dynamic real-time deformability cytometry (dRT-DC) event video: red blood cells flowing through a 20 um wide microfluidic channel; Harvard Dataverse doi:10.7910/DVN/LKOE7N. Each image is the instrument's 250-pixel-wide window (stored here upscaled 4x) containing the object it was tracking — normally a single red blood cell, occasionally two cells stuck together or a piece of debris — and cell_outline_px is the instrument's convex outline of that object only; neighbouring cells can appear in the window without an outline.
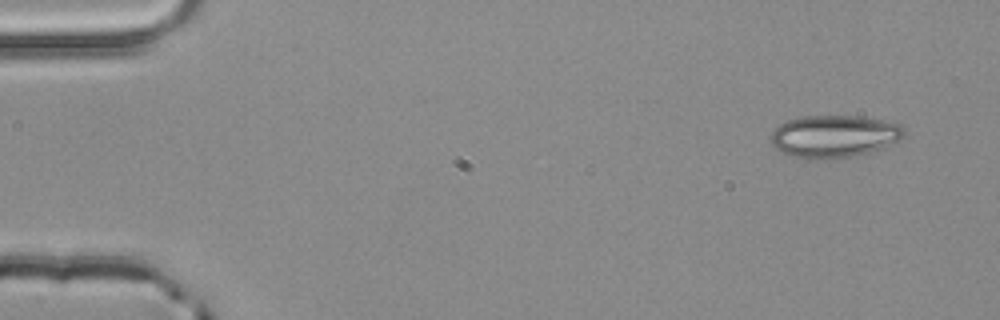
{"species": "common noctule bat (a hibernating species)", "species_latin": "Nyctalus noctula", "temperature_condition": "room temperature", "stored_images_in_passage": 3, "camera_frame_rate_fps": 3000, "um_per_image_px": 0.085, "animal": {"sex": "male", "body_mass_g": 20.4}, "frame": {"image": 1, "passage_image": 1, "time_ms": 0.0, "image_size_px": [1000, 320], "cell_outline_px": [[904, 136], [900, 140], [880, 148], [868, 152], [852, 156], [824, 160], [796, 156], [784, 152], [776, 148], [772, 144], [768, 136], [780, 124], [788, 120], [800, 116], [860, 116], [884, 120], [900, 124], [904, 128]], "centroid_in_image_um": [70.9, 11.57], "position_along_channel_um": 14.1, "area_um2": 32.77}}